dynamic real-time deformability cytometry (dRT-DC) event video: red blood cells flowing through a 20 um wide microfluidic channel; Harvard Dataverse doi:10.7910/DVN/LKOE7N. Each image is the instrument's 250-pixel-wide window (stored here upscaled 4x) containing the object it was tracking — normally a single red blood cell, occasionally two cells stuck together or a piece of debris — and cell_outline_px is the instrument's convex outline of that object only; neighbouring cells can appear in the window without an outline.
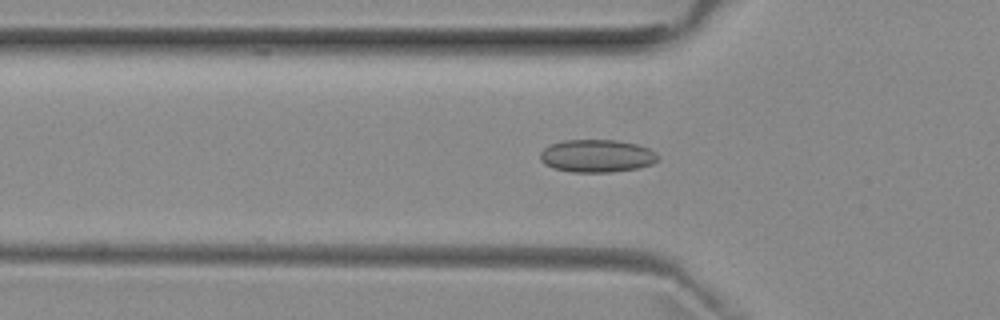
{"species": "common noctule bat (a hibernating species)", "species_latin": "Nyctalus noctula", "temperature_condition": "room temperature", "stored_images_in_passage": 52, "camera_frame_rate_fps": 3000, "um_per_image_px": 0.085, "animal": {"sex": "female", "body_mass_g": 29.2, "forearm_length_mm": 56.3}, "frame": {"image": 1, "passage_image": 17, "time_ms": 5.333, "image_size_px": [1000, 320], "cell_outline_px": [[660, 160], [652, 164], [636, 168], [608, 172], [572, 172], [552, 168], [544, 164], [540, 160], [540, 152], [544, 148], [552, 144], [564, 140], [616, 140], [636, 144], [648, 148], [656, 152], [660, 156]], "centroid_in_image_um": [50.74, 13.25], "position_along_channel_um": 75.1, "area_um2": 22.54}}
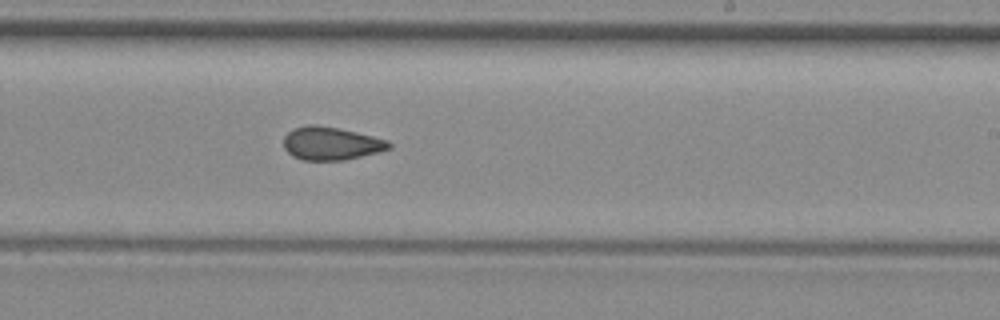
{"frame": {"image": 2, "passage_image": 31, "time_ms": 10.0, "image_size_px": [1000, 320], "cell_outline_px": [[392, 148], [344, 160], [304, 160], [292, 156], [284, 148], [284, 136], [292, 128], [308, 124], [316, 124], [340, 128], [388, 140], [392, 144]], "centroid_in_image_um": [28.11, 12.18], "position_along_channel_um": 260.9, "area_um2": 20.35}}
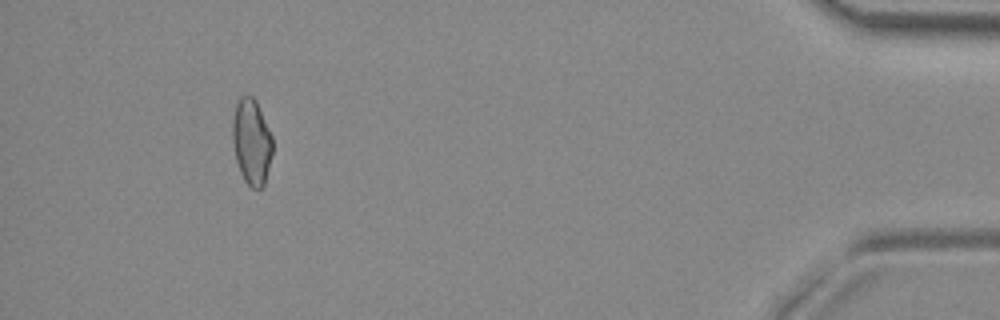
{"frame": {"image": 3, "passage_image": 48, "time_ms": 15.667, "image_size_px": [1000, 320], "cell_outline_px": [[272, 152], [264, 184], [260, 188], [252, 188], [244, 180], [240, 172], [236, 160], [232, 140], [232, 124], [236, 104], [240, 96], [252, 96], [256, 100], [272, 136]], "centroid_in_image_um": [21.37, 12.04], "position_along_channel_um": 413.8, "area_um2": 19.83}, "authors_computed_cell_mechanics": {"area_um2": 20.519, "velocity_mm_per_s": 3.9767, "shape_relaxation_time_tau1_ms": null, "shape_relaxation_time_tau2_ms": 2.3771, "deformation_change_tau1": null, "deformation_change_tau2": 0.0778}}